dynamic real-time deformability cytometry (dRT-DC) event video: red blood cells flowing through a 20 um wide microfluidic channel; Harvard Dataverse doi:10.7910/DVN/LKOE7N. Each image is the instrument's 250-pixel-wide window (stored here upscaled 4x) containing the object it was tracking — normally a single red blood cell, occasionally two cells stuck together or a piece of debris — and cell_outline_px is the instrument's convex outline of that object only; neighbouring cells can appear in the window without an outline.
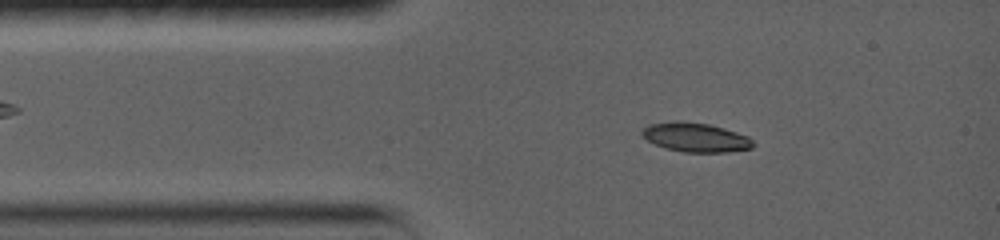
{"species": "common noctule bat (a hibernating species)", "species_latin": "Nyctalus noctula", "temperature_condition": "warm", "stored_images_in_passage": 35, "camera_frame_rate_fps": 5000, "um_per_image_px": 0.085, "animal": {"sex": "female", "body_mass_g": 19.0, "forearm_length_mm": 56.7}, "frame": {"image": 1, "passage_image": 5, "time_ms": 1.8, "image_size_px": [1000, 240], "cell_outline_px": [[756, 144], [752, 148], [724, 152], [684, 152], [664, 148], [648, 140], [640, 132], [648, 124], [676, 120], [708, 124], [724, 128], [748, 136]], "centroid_in_image_um": [59.13, 11.67], "position_along_channel_um": 25.9, "area_um2": 18.84}}
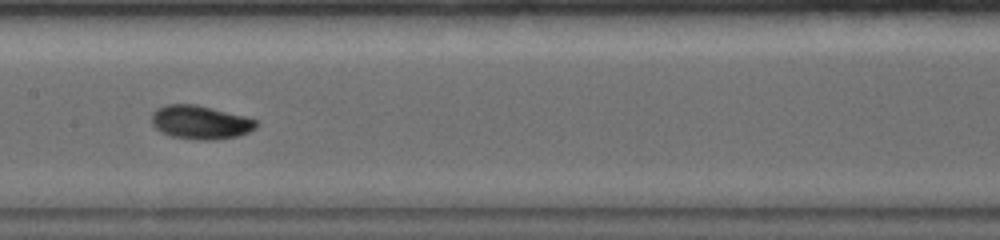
{"frame": {"image": 2, "passage_image": 16, "time_ms": 6.8, "image_size_px": [1000, 240], "cell_outline_px": [[256, 128], [248, 132], [236, 136], [212, 140], [200, 140], [172, 136], [156, 128], [152, 124], [152, 112], [156, 108], [168, 104], [196, 104], [244, 116], [256, 120]], "centroid_in_image_um": [17.01, 10.38], "position_along_channel_um": 190.4, "area_um2": 20.23}}
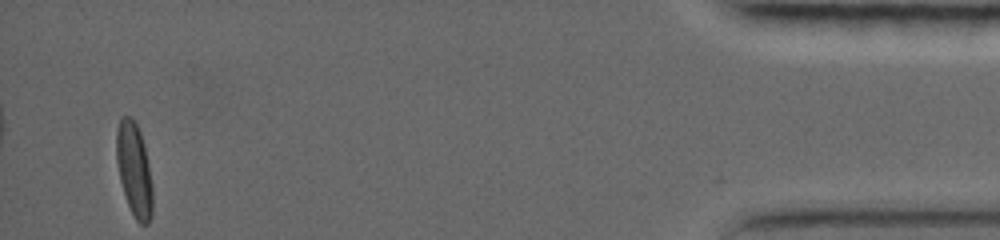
{"frame": {"image": 3, "passage_image": 35, "time_ms": 15.8, "image_size_px": [1000, 240], "cell_outline_px": [[152, 208], [148, 220], [144, 224], [140, 224], [132, 212], [128, 204], [120, 172], [116, 140], [120, 120], [124, 116], [132, 120], [140, 136], [144, 152], [148, 172], [152, 204]], "centroid_in_image_um": [11.39, 14.47], "position_along_channel_um": 423.8, "area_um2": 17.4}, "authors_computed_cell_mechanics": {"area_um2": 18.6694, "velocity_mm_per_s": 3.7481, "shape_relaxation_time_tau1_ms": 4.146, "shape_relaxation_time_tau2_ms": 6.2525, "deformation_change_tau1": 0.1599, "deformation_change_tau2": 0.065}}